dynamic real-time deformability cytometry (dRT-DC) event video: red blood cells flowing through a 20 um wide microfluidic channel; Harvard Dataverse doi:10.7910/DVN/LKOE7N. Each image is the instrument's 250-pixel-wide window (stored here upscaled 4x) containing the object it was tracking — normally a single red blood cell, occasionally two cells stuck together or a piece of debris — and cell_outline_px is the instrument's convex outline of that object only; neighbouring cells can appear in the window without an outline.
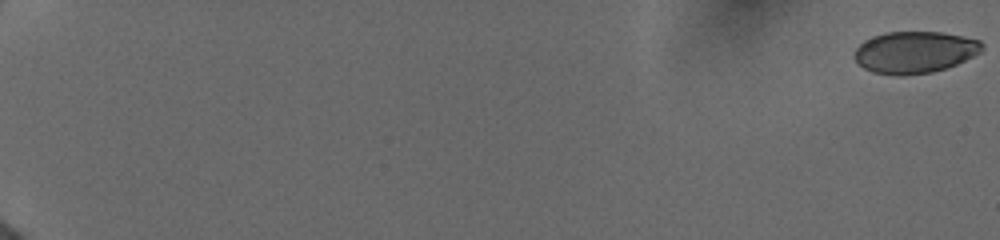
{"species": "human", "species_latin": "Homo sapiens", "temperature_condition": "cold", "stored_images_in_passage": 35, "camera_frame_rate_fps": 3000, "um_per_image_px": 0.085, "donor": {"sex": "female"}, "frame": {"image": 1, "passage_image": 1, "time_ms": 0.0, "image_size_px": [1000, 240], "cell_outline_px": [[984, 48], [980, 52], [956, 64], [932, 72], [904, 76], [896, 76], [872, 72], [864, 68], [852, 56], [856, 48], [864, 40], [872, 36], [888, 32], [940, 32], [980, 40], [984, 44]], "centroid_in_image_um": [77.72, 4.44], "position_along_channel_um": 7.3, "area_um2": 31.1}}
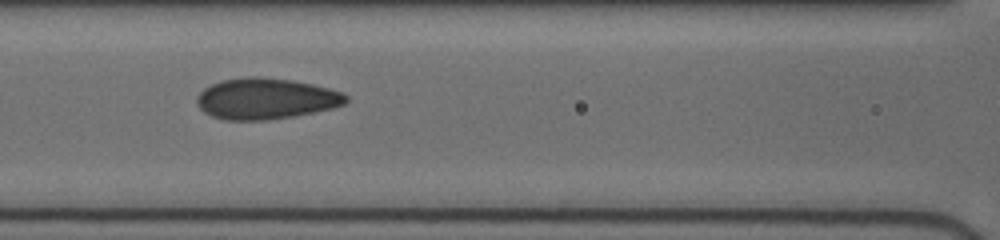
{"frame": {"image": 2, "passage_image": 25, "time_ms": 9.333, "image_size_px": [1000, 240], "cell_outline_px": [[348, 100], [344, 104], [332, 108], [292, 116], [268, 120], [224, 120], [212, 116], [204, 112], [196, 104], [196, 96], [204, 88], [220, 80], [252, 76], [256, 76], [292, 80], [312, 84], [344, 92], [348, 96]], "centroid_in_image_um": [22.58, 8.38], "position_along_channel_um": 144.0, "area_um2": 35.72}}
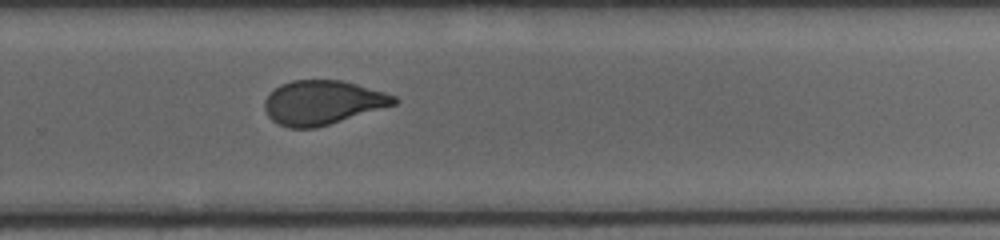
{"frame": {"image": 3, "passage_image": 35, "time_ms": 13.333, "image_size_px": [1000, 240], "cell_outline_px": [[400, 100], [396, 104], [316, 128], [288, 128], [272, 120], [268, 116], [264, 108], [264, 100], [280, 84], [292, 80], [340, 80], [356, 84], [384, 92], [396, 96]], "centroid_in_image_um": [27.41, 8.71], "position_along_channel_um": 302.4, "area_um2": 33.12}}